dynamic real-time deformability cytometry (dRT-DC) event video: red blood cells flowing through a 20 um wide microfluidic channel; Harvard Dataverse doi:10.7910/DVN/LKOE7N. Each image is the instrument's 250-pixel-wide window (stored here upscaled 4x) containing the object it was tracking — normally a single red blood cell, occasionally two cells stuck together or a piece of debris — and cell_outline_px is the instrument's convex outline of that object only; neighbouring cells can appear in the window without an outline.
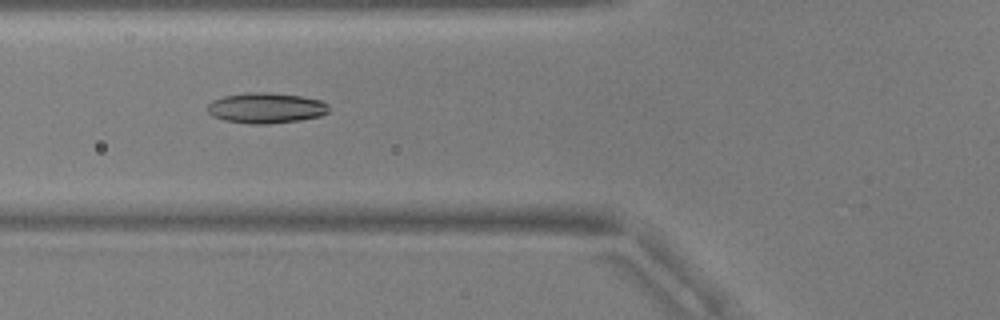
{"species": "common noctule bat (a hibernating species)", "species_latin": "Nyctalus noctula", "temperature_condition": "warm", "stored_images_in_passage": 54, "camera_frame_rate_fps": 3000, "um_per_image_px": 0.085, "animal": {"sex": "male", "body_mass_g": 17.9, "forearm_length_mm": 54.2}, "frame": {"image": 1, "passage_image": 21, "time_ms": 6.667, "image_size_px": [1000, 320], "cell_outline_px": [[328, 112], [320, 116], [300, 120], [268, 124], [252, 124], [224, 120], [212, 116], [208, 112], [208, 104], [212, 100], [224, 96], [248, 92], [268, 92], [300, 96], [320, 100], [328, 104]], "centroid_in_image_um": [22.6, 9.18], "position_along_channel_um": 103.2, "area_um2": 21.56}}
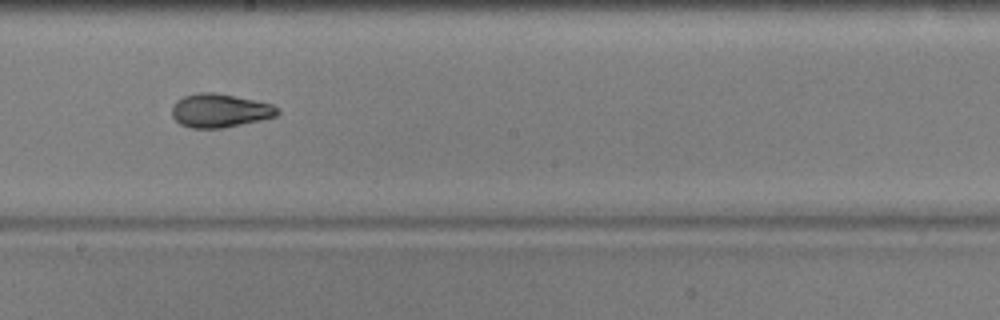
{"frame": {"image": 2, "passage_image": 31, "time_ms": 10.0, "image_size_px": [1000, 320], "cell_outline_px": [[280, 112], [276, 116], [260, 120], [224, 128], [192, 128], [180, 124], [172, 116], [172, 104], [176, 100], [184, 96], [196, 92], [212, 92], [256, 100], [272, 104], [280, 108]], "centroid_in_image_um": [18.68, 9.39], "position_along_channel_um": 229.5, "area_um2": 20.81}}
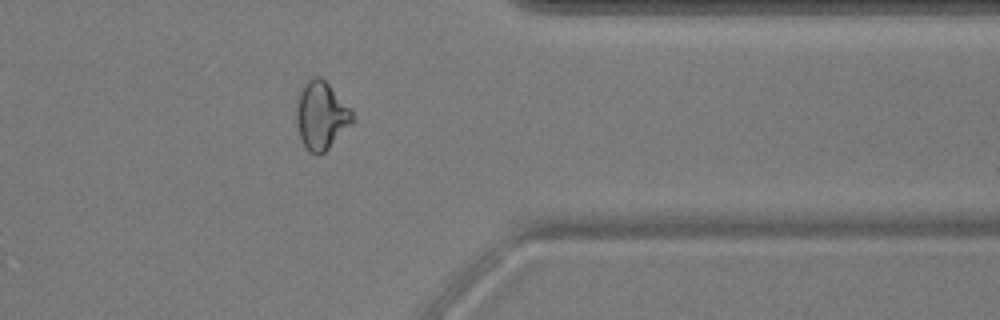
{"frame": {"image": 3, "passage_image": 44, "time_ms": 14.333, "image_size_px": [1000, 320], "cell_outline_px": [[356, 120], [324, 152], [316, 156], [308, 152], [300, 136], [296, 124], [296, 108], [300, 88], [312, 76], [320, 76], [352, 108], [356, 116]], "centroid_in_image_um": [27.33, 9.81], "position_along_channel_um": 384.1, "area_um2": 22.48}, "authors_computed_cell_mechanics": {"area_um2": 21.2126, "velocity_mm_per_s": 3.7729, "shape_relaxation_time_tau1_ms": 5.6979, "shape_relaxation_time_tau2_ms": 2.4832, "deformation_change_tau1": 0.1699, "deformation_change_tau2": 0.0823}}